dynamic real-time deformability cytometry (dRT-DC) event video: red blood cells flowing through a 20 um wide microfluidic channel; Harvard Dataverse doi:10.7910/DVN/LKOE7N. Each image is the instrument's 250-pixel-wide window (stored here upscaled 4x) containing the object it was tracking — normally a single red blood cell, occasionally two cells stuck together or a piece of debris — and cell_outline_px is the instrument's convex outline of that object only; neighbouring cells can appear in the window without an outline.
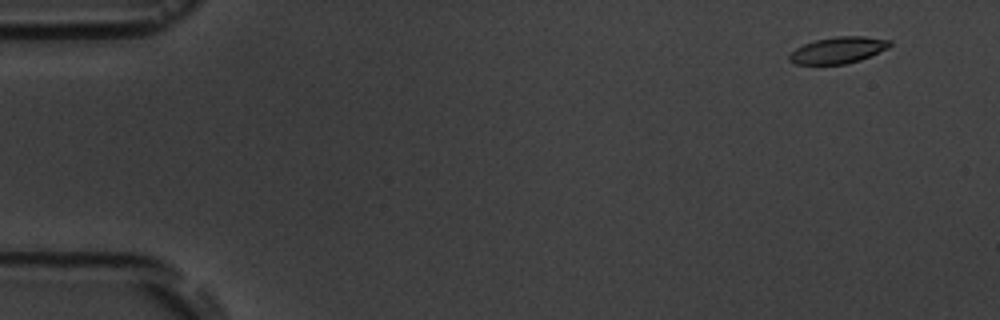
{"species": "common noctule bat (a hibernating species)", "species_latin": "Nyctalus noctula", "temperature_condition": "room temperature", "stored_images_in_passage": 4, "camera_frame_rate_fps": 3000, "um_per_image_px": 0.085, "animal": {"sex": "male", "body_mass_g": 19.5, "forearm_length_mm": 54.6}, "frame": {"image": 1, "passage_image": 1, "time_ms": 0.0, "image_size_px": [1000, 320], "cell_outline_px": [[892, 44], [888, 48], [860, 60], [844, 64], [796, 64], [788, 60], [788, 56], [796, 48], [804, 44], [816, 40], [836, 36], [864, 36], [892, 40]], "centroid_in_image_um": [71.25, 4.26], "position_along_channel_um": 13.7, "area_um2": 15.43}}
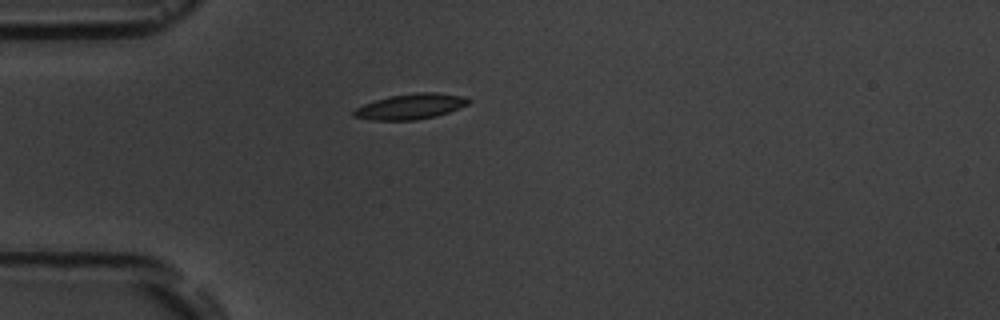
{"frame": {"image": 2, "passage_image": 4, "time_ms": 4.0, "image_size_px": [1000, 320], "cell_outline_px": [[472, 100], [468, 104], [448, 112], [436, 116], [416, 120], [372, 120], [352, 116], [352, 112], [356, 108], [364, 104], [388, 96], [416, 92], [436, 92], [464, 96]], "centroid_in_image_um": [34.9, 9.04], "position_along_channel_um": 50.1, "area_um2": 17.05}}